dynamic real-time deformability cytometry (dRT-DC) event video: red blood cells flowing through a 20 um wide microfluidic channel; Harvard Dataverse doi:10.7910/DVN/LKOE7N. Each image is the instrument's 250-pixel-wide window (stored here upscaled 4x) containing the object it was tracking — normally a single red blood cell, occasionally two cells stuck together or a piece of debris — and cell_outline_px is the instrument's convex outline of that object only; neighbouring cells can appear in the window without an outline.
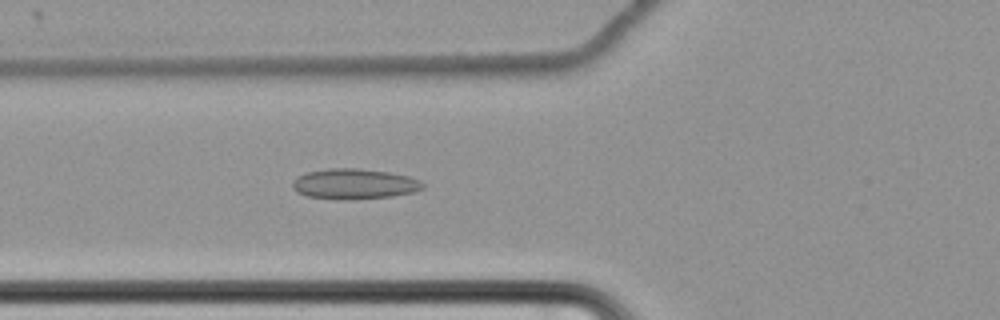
{"species": "common noctule bat (a hibernating species)", "species_latin": "Nyctalus noctula", "temperature_condition": "cold", "stored_images_in_passage": 65, "camera_frame_rate_fps": 3000, "um_per_image_px": 0.085, "animal": {"sex": "female", "body_mass_g": 22.7, "forearm_length_mm": 54.2}, "frame": {"image": 1, "passage_image": 28, "time_ms": 9.0, "image_size_px": [1000, 320], "cell_outline_px": [[424, 188], [412, 192], [392, 196], [344, 200], [336, 200], [304, 196], [296, 192], [292, 188], [292, 180], [296, 176], [308, 172], [328, 168], [360, 168], [388, 172], [408, 176], [420, 180], [424, 184]], "centroid_in_image_um": [30.05, 15.64], "position_along_channel_um": 95.7, "area_um2": 23.35}}
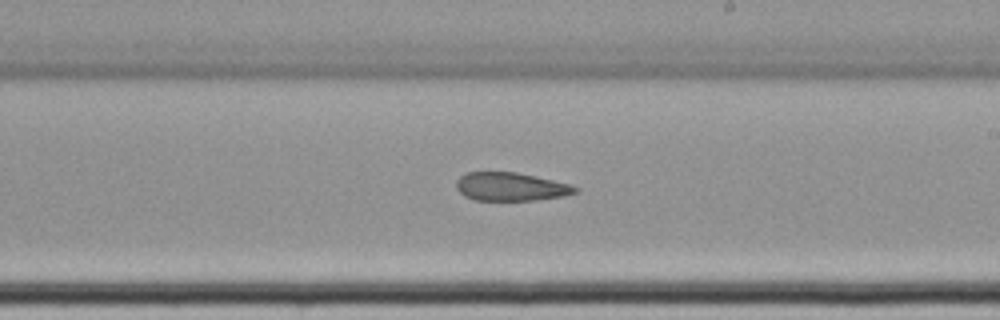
{"frame": {"image": 2, "passage_image": 41, "time_ms": 13.333, "image_size_px": [1000, 320], "cell_outline_px": [[580, 192], [564, 196], [536, 200], [476, 200], [464, 196], [456, 188], [456, 180], [460, 176], [468, 172], [516, 172], [572, 184], [580, 188]], "centroid_in_image_um": [43.46, 15.87], "position_along_channel_um": 245.5, "area_um2": 19.83}}
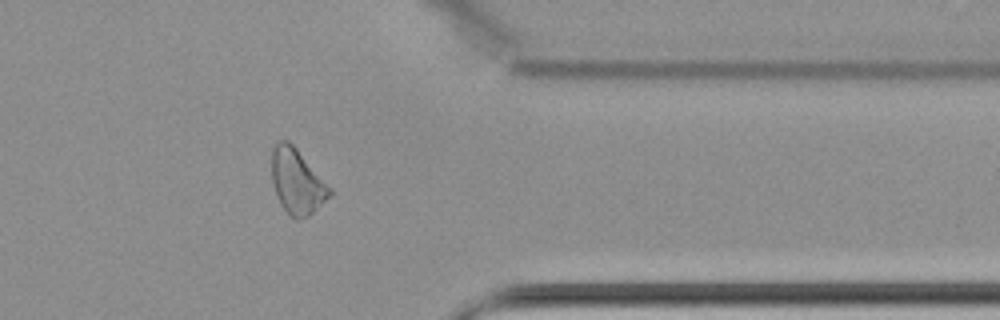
{"frame": {"image": 3, "passage_image": 54, "time_ms": 17.667, "image_size_px": [1000, 320], "cell_outline_px": [[332, 196], [308, 216], [300, 220], [296, 220], [288, 216], [280, 204], [276, 196], [272, 180], [272, 148], [280, 140], [288, 140], [296, 148], [332, 188]], "centroid_in_image_um": [25.25, 15.47], "position_along_channel_um": 386.1, "area_um2": 22.2}, "authors_computed_cell_mechanics": {"area_um2": 23.1778, "velocity_mm_per_s": 3.4644, "shape_relaxation_time_tau1_ms": null, "shape_relaxation_time_tau2_ms": 8.5449, "deformation_change_tau1": null, "deformation_change_tau2": 0.1516}}